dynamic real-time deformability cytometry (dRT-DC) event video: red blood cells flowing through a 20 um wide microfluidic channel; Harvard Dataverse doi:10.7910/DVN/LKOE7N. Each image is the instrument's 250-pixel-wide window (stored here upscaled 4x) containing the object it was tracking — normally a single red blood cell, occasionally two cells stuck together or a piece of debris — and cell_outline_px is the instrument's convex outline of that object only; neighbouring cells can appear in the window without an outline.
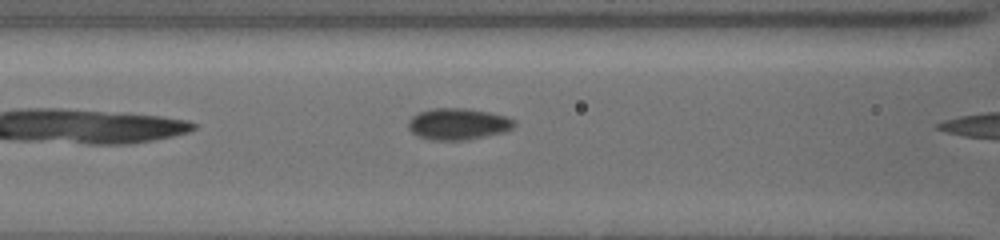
{"species": "common noctule bat (a hibernating species)", "species_latin": "Nyctalus noctula", "temperature_condition": "cold", "stored_images_in_passage": 6, "camera_frame_rate_fps": 3000, "um_per_image_px": 0.085, "animal": {"sex": "female", "body_mass_g": 19.5, "forearm_length_mm": 54.1}, "frame": {"image": 1, "passage_image": 5, "time_ms": 1.333, "image_size_px": [1000, 240], "cell_outline_px": [[516, 124], [512, 128], [504, 132], [468, 140], [432, 140], [416, 136], [408, 128], [408, 120], [412, 116], [420, 112], [432, 108], [468, 108], [488, 112], [504, 116], [516, 120]], "centroid_in_image_um": [38.92, 10.54], "position_along_channel_um": 127.7, "area_um2": 19.59}}